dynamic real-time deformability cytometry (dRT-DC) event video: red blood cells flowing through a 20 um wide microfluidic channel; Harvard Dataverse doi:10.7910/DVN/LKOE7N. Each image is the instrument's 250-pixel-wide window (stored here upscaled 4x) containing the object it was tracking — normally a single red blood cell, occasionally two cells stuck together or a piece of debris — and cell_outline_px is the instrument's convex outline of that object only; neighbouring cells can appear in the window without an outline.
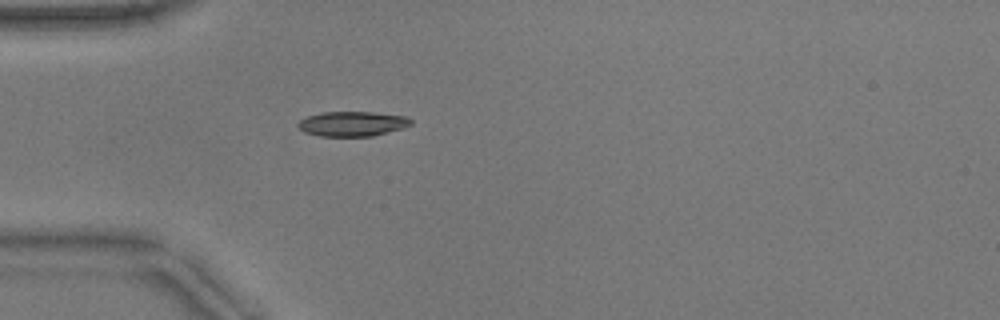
{"species": "common noctule bat (a hibernating species)", "species_latin": "Nyctalus noctula", "temperature_condition": "warm", "stored_images_in_passage": 5, "camera_frame_rate_fps": 3000, "um_per_image_px": 0.085, "animal": {"sex": "male", "body_mass_g": 17.9}, "frame": {"image": 1, "passage_image": 1, "time_ms": 0.0, "image_size_px": [1000, 320], "cell_outline_px": [[412, 124], [404, 128], [372, 136], [320, 136], [304, 132], [296, 124], [300, 120], [308, 116], [320, 112], [372, 112], [404, 116], [412, 120]], "centroid_in_image_um": [29.94, 10.52], "position_along_channel_um": 55.1, "area_um2": 16.3}}